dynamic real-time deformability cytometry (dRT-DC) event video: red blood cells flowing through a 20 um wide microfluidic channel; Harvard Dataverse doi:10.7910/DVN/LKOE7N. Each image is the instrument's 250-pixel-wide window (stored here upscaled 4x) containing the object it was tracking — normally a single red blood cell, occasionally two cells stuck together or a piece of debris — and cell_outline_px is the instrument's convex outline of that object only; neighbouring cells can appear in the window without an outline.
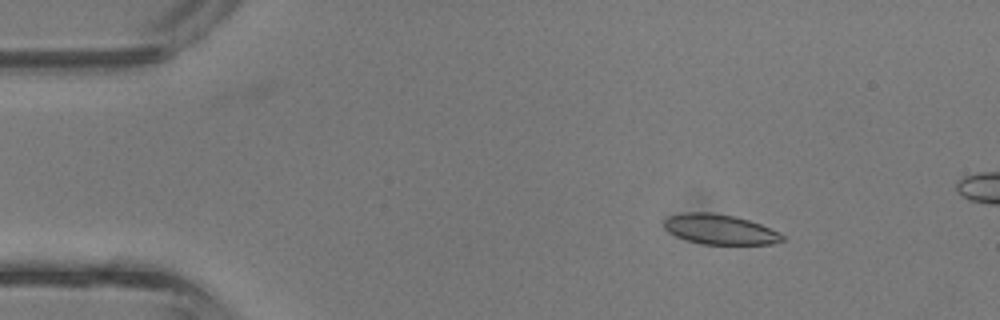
{"species": "common noctule bat (a hibernating species)", "species_latin": "Nyctalus noctula", "temperature_condition": "room temperature", "stored_images_in_passage": 13, "camera_frame_rate_fps": 3000, "um_per_image_px": 0.085, "animal": {"sex": "male", "body_mass_g": 13.3}, "frame": {"image": 1, "passage_image": 6, "time_ms": 1.667, "image_size_px": [1000, 320], "cell_outline_px": [[784, 240], [772, 244], [704, 244], [688, 240], [676, 236], [668, 232], [664, 228], [664, 220], [668, 216], [684, 212], [712, 212], [732, 216], [748, 220], [760, 224], [784, 236]], "centroid_in_image_um": [61.14, 19.49], "position_along_channel_um": 23.9, "area_um2": 20.46}}